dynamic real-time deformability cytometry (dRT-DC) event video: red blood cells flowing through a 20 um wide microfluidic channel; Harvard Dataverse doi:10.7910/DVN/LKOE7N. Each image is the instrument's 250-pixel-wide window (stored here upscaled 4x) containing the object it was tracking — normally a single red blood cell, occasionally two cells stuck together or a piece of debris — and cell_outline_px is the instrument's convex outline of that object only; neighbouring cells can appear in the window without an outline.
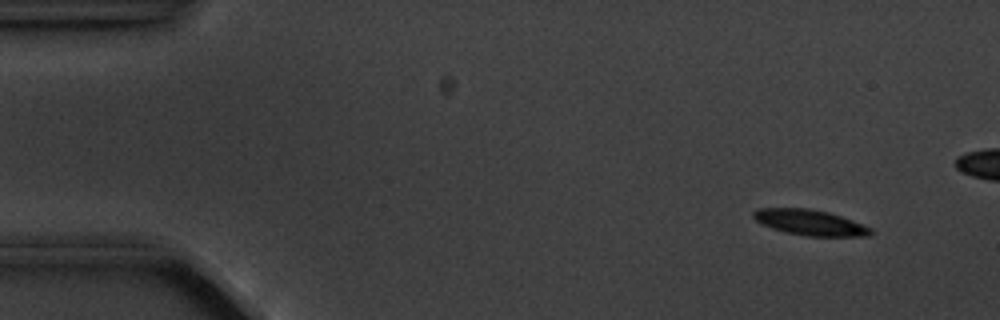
{"species": "common noctule bat (a hibernating species)", "species_latin": "Nyctalus noctula", "temperature_condition": "cold", "stored_images_in_passage": 6, "camera_frame_rate_fps": 3000, "um_per_image_px": 0.085, "animal": {"sex": "male", "body_mass_g": 20.1, "forearm_length_mm": 53.5}, "frame": {"image": 1, "passage_image": 2, "time_ms": 1.333, "image_size_px": [1000, 320], "cell_outline_px": [[872, 232], [868, 236], [808, 236], [784, 232], [772, 228], [756, 220], [752, 216], [752, 212], [756, 208], [808, 208], [828, 212], [852, 220], [872, 228]], "centroid_in_image_um": [68.83, 18.9], "position_along_channel_um": 16.2, "area_um2": 17.4}}